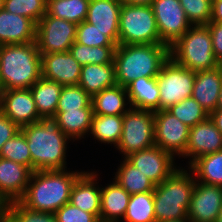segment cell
Here are the masks:
<instances>
[{
	"instance_id": "obj_1",
	"label": "cell",
	"mask_w": 222,
	"mask_h": 222,
	"mask_svg": "<svg viewBox=\"0 0 222 222\" xmlns=\"http://www.w3.org/2000/svg\"><path fill=\"white\" fill-rule=\"evenodd\" d=\"M32 157V172L65 170L67 142L56 116H41L38 122L20 127Z\"/></svg>"
},
{
	"instance_id": "obj_2",
	"label": "cell",
	"mask_w": 222,
	"mask_h": 222,
	"mask_svg": "<svg viewBox=\"0 0 222 222\" xmlns=\"http://www.w3.org/2000/svg\"><path fill=\"white\" fill-rule=\"evenodd\" d=\"M66 171H33L25 193L18 201L31 210L55 213L69 202L72 187L83 173Z\"/></svg>"
},
{
	"instance_id": "obj_3",
	"label": "cell",
	"mask_w": 222,
	"mask_h": 222,
	"mask_svg": "<svg viewBox=\"0 0 222 222\" xmlns=\"http://www.w3.org/2000/svg\"><path fill=\"white\" fill-rule=\"evenodd\" d=\"M169 58L170 47L166 44H119L113 61L117 85L126 87L140 77H156Z\"/></svg>"
},
{
	"instance_id": "obj_4",
	"label": "cell",
	"mask_w": 222,
	"mask_h": 222,
	"mask_svg": "<svg viewBox=\"0 0 222 222\" xmlns=\"http://www.w3.org/2000/svg\"><path fill=\"white\" fill-rule=\"evenodd\" d=\"M41 77V54L36 42L0 45L2 90L30 89Z\"/></svg>"
},
{
	"instance_id": "obj_5",
	"label": "cell",
	"mask_w": 222,
	"mask_h": 222,
	"mask_svg": "<svg viewBox=\"0 0 222 222\" xmlns=\"http://www.w3.org/2000/svg\"><path fill=\"white\" fill-rule=\"evenodd\" d=\"M178 167L166 180L155 185L154 212L156 222L166 220L188 219L190 205L196 180L187 170Z\"/></svg>"
},
{
	"instance_id": "obj_6",
	"label": "cell",
	"mask_w": 222,
	"mask_h": 222,
	"mask_svg": "<svg viewBox=\"0 0 222 222\" xmlns=\"http://www.w3.org/2000/svg\"><path fill=\"white\" fill-rule=\"evenodd\" d=\"M170 57L180 66L194 72L216 68L219 61L213 54L208 25H192L170 46Z\"/></svg>"
},
{
	"instance_id": "obj_7",
	"label": "cell",
	"mask_w": 222,
	"mask_h": 222,
	"mask_svg": "<svg viewBox=\"0 0 222 222\" xmlns=\"http://www.w3.org/2000/svg\"><path fill=\"white\" fill-rule=\"evenodd\" d=\"M160 43V35L151 5L122 3L119 19V44Z\"/></svg>"
},
{
	"instance_id": "obj_8",
	"label": "cell",
	"mask_w": 222,
	"mask_h": 222,
	"mask_svg": "<svg viewBox=\"0 0 222 222\" xmlns=\"http://www.w3.org/2000/svg\"><path fill=\"white\" fill-rule=\"evenodd\" d=\"M153 110L130 108L123 115V129L117 149L124 155L155 146Z\"/></svg>"
},
{
	"instance_id": "obj_9",
	"label": "cell",
	"mask_w": 222,
	"mask_h": 222,
	"mask_svg": "<svg viewBox=\"0 0 222 222\" xmlns=\"http://www.w3.org/2000/svg\"><path fill=\"white\" fill-rule=\"evenodd\" d=\"M159 86V110L191 97L195 72L177 64L171 57L163 64L156 76Z\"/></svg>"
},
{
	"instance_id": "obj_10",
	"label": "cell",
	"mask_w": 222,
	"mask_h": 222,
	"mask_svg": "<svg viewBox=\"0 0 222 222\" xmlns=\"http://www.w3.org/2000/svg\"><path fill=\"white\" fill-rule=\"evenodd\" d=\"M77 24L47 13L36 24V44L40 54L68 52L76 40Z\"/></svg>"
},
{
	"instance_id": "obj_11",
	"label": "cell",
	"mask_w": 222,
	"mask_h": 222,
	"mask_svg": "<svg viewBox=\"0 0 222 222\" xmlns=\"http://www.w3.org/2000/svg\"><path fill=\"white\" fill-rule=\"evenodd\" d=\"M160 44L172 46L192 26L179 0H153L151 4Z\"/></svg>"
},
{
	"instance_id": "obj_12",
	"label": "cell",
	"mask_w": 222,
	"mask_h": 222,
	"mask_svg": "<svg viewBox=\"0 0 222 222\" xmlns=\"http://www.w3.org/2000/svg\"><path fill=\"white\" fill-rule=\"evenodd\" d=\"M155 145L181 157L186 150L190 127L167 110L154 113Z\"/></svg>"
},
{
	"instance_id": "obj_13",
	"label": "cell",
	"mask_w": 222,
	"mask_h": 222,
	"mask_svg": "<svg viewBox=\"0 0 222 222\" xmlns=\"http://www.w3.org/2000/svg\"><path fill=\"white\" fill-rule=\"evenodd\" d=\"M125 158L155 185L162 183L177 169L174 156L156 145L132 152Z\"/></svg>"
},
{
	"instance_id": "obj_14",
	"label": "cell",
	"mask_w": 222,
	"mask_h": 222,
	"mask_svg": "<svg viewBox=\"0 0 222 222\" xmlns=\"http://www.w3.org/2000/svg\"><path fill=\"white\" fill-rule=\"evenodd\" d=\"M221 208L222 187L196 181L187 211L189 221L216 222Z\"/></svg>"
},
{
	"instance_id": "obj_15",
	"label": "cell",
	"mask_w": 222,
	"mask_h": 222,
	"mask_svg": "<svg viewBox=\"0 0 222 222\" xmlns=\"http://www.w3.org/2000/svg\"><path fill=\"white\" fill-rule=\"evenodd\" d=\"M0 111L19 127L38 122L40 118L30 89L2 90Z\"/></svg>"
},
{
	"instance_id": "obj_16",
	"label": "cell",
	"mask_w": 222,
	"mask_h": 222,
	"mask_svg": "<svg viewBox=\"0 0 222 222\" xmlns=\"http://www.w3.org/2000/svg\"><path fill=\"white\" fill-rule=\"evenodd\" d=\"M81 67L69 51L41 54L42 77L62 86L78 85Z\"/></svg>"
},
{
	"instance_id": "obj_17",
	"label": "cell",
	"mask_w": 222,
	"mask_h": 222,
	"mask_svg": "<svg viewBox=\"0 0 222 222\" xmlns=\"http://www.w3.org/2000/svg\"><path fill=\"white\" fill-rule=\"evenodd\" d=\"M218 151H222V134L208 118L190 128L188 143L182 157H190V165L197 158Z\"/></svg>"
},
{
	"instance_id": "obj_18",
	"label": "cell",
	"mask_w": 222,
	"mask_h": 222,
	"mask_svg": "<svg viewBox=\"0 0 222 222\" xmlns=\"http://www.w3.org/2000/svg\"><path fill=\"white\" fill-rule=\"evenodd\" d=\"M123 2L90 0L86 21L104 32L116 46L119 45V19Z\"/></svg>"
},
{
	"instance_id": "obj_19",
	"label": "cell",
	"mask_w": 222,
	"mask_h": 222,
	"mask_svg": "<svg viewBox=\"0 0 222 222\" xmlns=\"http://www.w3.org/2000/svg\"><path fill=\"white\" fill-rule=\"evenodd\" d=\"M32 171L22 164L0 157V196L8 203L25 193Z\"/></svg>"
},
{
	"instance_id": "obj_20",
	"label": "cell",
	"mask_w": 222,
	"mask_h": 222,
	"mask_svg": "<svg viewBox=\"0 0 222 222\" xmlns=\"http://www.w3.org/2000/svg\"><path fill=\"white\" fill-rule=\"evenodd\" d=\"M36 42V24L29 18L0 9V45Z\"/></svg>"
},
{
	"instance_id": "obj_21",
	"label": "cell",
	"mask_w": 222,
	"mask_h": 222,
	"mask_svg": "<svg viewBox=\"0 0 222 222\" xmlns=\"http://www.w3.org/2000/svg\"><path fill=\"white\" fill-rule=\"evenodd\" d=\"M97 176L96 172L84 171L72 187L69 203L99 218L101 188L97 185Z\"/></svg>"
},
{
	"instance_id": "obj_22",
	"label": "cell",
	"mask_w": 222,
	"mask_h": 222,
	"mask_svg": "<svg viewBox=\"0 0 222 222\" xmlns=\"http://www.w3.org/2000/svg\"><path fill=\"white\" fill-rule=\"evenodd\" d=\"M222 87V71L219 66L195 72L192 97L208 113L216 110Z\"/></svg>"
},
{
	"instance_id": "obj_23",
	"label": "cell",
	"mask_w": 222,
	"mask_h": 222,
	"mask_svg": "<svg viewBox=\"0 0 222 222\" xmlns=\"http://www.w3.org/2000/svg\"><path fill=\"white\" fill-rule=\"evenodd\" d=\"M130 196L131 195L114 180L104 188H101L100 222H120V218L123 220Z\"/></svg>"
},
{
	"instance_id": "obj_24",
	"label": "cell",
	"mask_w": 222,
	"mask_h": 222,
	"mask_svg": "<svg viewBox=\"0 0 222 222\" xmlns=\"http://www.w3.org/2000/svg\"><path fill=\"white\" fill-rule=\"evenodd\" d=\"M129 106L135 109L159 111L157 78L140 77L126 86Z\"/></svg>"
},
{
	"instance_id": "obj_25",
	"label": "cell",
	"mask_w": 222,
	"mask_h": 222,
	"mask_svg": "<svg viewBox=\"0 0 222 222\" xmlns=\"http://www.w3.org/2000/svg\"><path fill=\"white\" fill-rule=\"evenodd\" d=\"M78 85L91 97L103 89L117 85L114 63L83 65Z\"/></svg>"
},
{
	"instance_id": "obj_26",
	"label": "cell",
	"mask_w": 222,
	"mask_h": 222,
	"mask_svg": "<svg viewBox=\"0 0 222 222\" xmlns=\"http://www.w3.org/2000/svg\"><path fill=\"white\" fill-rule=\"evenodd\" d=\"M91 103L95 115H124L131 108L130 106L126 107L130 103L126 87L120 85L103 89L94 94Z\"/></svg>"
},
{
	"instance_id": "obj_27",
	"label": "cell",
	"mask_w": 222,
	"mask_h": 222,
	"mask_svg": "<svg viewBox=\"0 0 222 222\" xmlns=\"http://www.w3.org/2000/svg\"><path fill=\"white\" fill-rule=\"evenodd\" d=\"M63 86L53 80L41 77L30 88L38 115L55 116Z\"/></svg>"
},
{
	"instance_id": "obj_28",
	"label": "cell",
	"mask_w": 222,
	"mask_h": 222,
	"mask_svg": "<svg viewBox=\"0 0 222 222\" xmlns=\"http://www.w3.org/2000/svg\"><path fill=\"white\" fill-rule=\"evenodd\" d=\"M60 130L69 139L84 138L89 133L93 108H82L77 110H66L65 112H56Z\"/></svg>"
},
{
	"instance_id": "obj_29",
	"label": "cell",
	"mask_w": 222,
	"mask_h": 222,
	"mask_svg": "<svg viewBox=\"0 0 222 222\" xmlns=\"http://www.w3.org/2000/svg\"><path fill=\"white\" fill-rule=\"evenodd\" d=\"M189 169L197 182L222 187V151L197 158L189 165Z\"/></svg>"
},
{
	"instance_id": "obj_30",
	"label": "cell",
	"mask_w": 222,
	"mask_h": 222,
	"mask_svg": "<svg viewBox=\"0 0 222 222\" xmlns=\"http://www.w3.org/2000/svg\"><path fill=\"white\" fill-rule=\"evenodd\" d=\"M115 173L114 181L130 195L154 191L155 184L126 158H124Z\"/></svg>"
},
{
	"instance_id": "obj_31",
	"label": "cell",
	"mask_w": 222,
	"mask_h": 222,
	"mask_svg": "<svg viewBox=\"0 0 222 222\" xmlns=\"http://www.w3.org/2000/svg\"><path fill=\"white\" fill-rule=\"evenodd\" d=\"M123 129V115L93 114L89 133L101 143L113 144L117 147Z\"/></svg>"
},
{
	"instance_id": "obj_32",
	"label": "cell",
	"mask_w": 222,
	"mask_h": 222,
	"mask_svg": "<svg viewBox=\"0 0 222 222\" xmlns=\"http://www.w3.org/2000/svg\"><path fill=\"white\" fill-rule=\"evenodd\" d=\"M90 0H47V14L75 24L86 20Z\"/></svg>"
},
{
	"instance_id": "obj_33",
	"label": "cell",
	"mask_w": 222,
	"mask_h": 222,
	"mask_svg": "<svg viewBox=\"0 0 222 222\" xmlns=\"http://www.w3.org/2000/svg\"><path fill=\"white\" fill-rule=\"evenodd\" d=\"M123 220L124 222H156L153 191L132 194Z\"/></svg>"
},
{
	"instance_id": "obj_34",
	"label": "cell",
	"mask_w": 222,
	"mask_h": 222,
	"mask_svg": "<svg viewBox=\"0 0 222 222\" xmlns=\"http://www.w3.org/2000/svg\"><path fill=\"white\" fill-rule=\"evenodd\" d=\"M116 46L90 47L77 43L70 47L71 55L83 66L86 64H109L114 63Z\"/></svg>"
},
{
	"instance_id": "obj_35",
	"label": "cell",
	"mask_w": 222,
	"mask_h": 222,
	"mask_svg": "<svg viewBox=\"0 0 222 222\" xmlns=\"http://www.w3.org/2000/svg\"><path fill=\"white\" fill-rule=\"evenodd\" d=\"M185 125L195 126L209 118V113L192 96L166 109Z\"/></svg>"
},
{
	"instance_id": "obj_36",
	"label": "cell",
	"mask_w": 222,
	"mask_h": 222,
	"mask_svg": "<svg viewBox=\"0 0 222 222\" xmlns=\"http://www.w3.org/2000/svg\"><path fill=\"white\" fill-rule=\"evenodd\" d=\"M0 157L27 166L32 171V157L26 137L21 130L4 143Z\"/></svg>"
},
{
	"instance_id": "obj_37",
	"label": "cell",
	"mask_w": 222,
	"mask_h": 222,
	"mask_svg": "<svg viewBox=\"0 0 222 222\" xmlns=\"http://www.w3.org/2000/svg\"><path fill=\"white\" fill-rule=\"evenodd\" d=\"M92 97L79 85L63 86L56 112L93 108Z\"/></svg>"
},
{
	"instance_id": "obj_38",
	"label": "cell",
	"mask_w": 222,
	"mask_h": 222,
	"mask_svg": "<svg viewBox=\"0 0 222 222\" xmlns=\"http://www.w3.org/2000/svg\"><path fill=\"white\" fill-rule=\"evenodd\" d=\"M3 8L10 13L25 16L37 24L47 12V0H4Z\"/></svg>"
},
{
	"instance_id": "obj_39",
	"label": "cell",
	"mask_w": 222,
	"mask_h": 222,
	"mask_svg": "<svg viewBox=\"0 0 222 222\" xmlns=\"http://www.w3.org/2000/svg\"><path fill=\"white\" fill-rule=\"evenodd\" d=\"M6 222H58L54 213L31 210L19 201L7 203Z\"/></svg>"
},
{
	"instance_id": "obj_40",
	"label": "cell",
	"mask_w": 222,
	"mask_h": 222,
	"mask_svg": "<svg viewBox=\"0 0 222 222\" xmlns=\"http://www.w3.org/2000/svg\"><path fill=\"white\" fill-rule=\"evenodd\" d=\"M191 25H206L211 20L212 0H179Z\"/></svg>"
},
{
	"instance_id": "obj_41",
	"label": "cell",
	"mask_w": 222,
	"mask_h": 222,
	"mask_svg": "<svg viewBox=\"0 0 222 222\" xmlns=\"http://www.w3.org/2000/svg\"><path fill=\"white\" fill-rule=\"evenodd\" d=\"M77 43L90 46H116L104 32H101L93 24L86 20L77 24L76 40Z\"/></svg>"
},
{
	"instance_id": "obj_42",
	"label": "cell",
	"mask_w": 222,
	"mask_h": 222,
	"mask_svg": "<svg viewBox=\"0 0 222 222\" xmlns=\"http://www.w3.org/2000/svg\"><path fill=\"white\" fill-rule=\"evenodd\" d=\"M54 214L58 222H100L97 216L85 212L69 202Z\"/></svg>"
},
{
	"instance_id": "obj_43",
	"label": "cell",
	"mask_w": 222,
	"mask_h": 222,
	"mask_svg": "<svg viewBox=\"0 0 222 222\" xmlns=\"http://www.w3.org/2000/svg\"><path fill=\"white\" fill-rule=\"evenodd\" d=\"M20 131V127L0 111V150L7 140Z\"/></svg>"
},
{
	"instance_id": "obj_44",
	"label": "cell",
	"mask_w": 222,
	"mask_h": 222,
	"mask_svg": "<svg viewBox=\"0 0 222 222\" xmlns=\"http://www.w3.org/2000/svg\"><path fill=\"white\" fill-rule=\"evenodd\" d=\"M207 25L212 37L214 57L220 61L222 59V22H209Z\"/></svg>"
},
{
	"instance_id": "obj_45",
	"label": "cell",
	"mask_w": 222,
	"mask_h": 222,
	"mask_svg": "<svg viewBox=\"0 0 222 222\" xmlns=\"http://www.w3.org/2000/svg\"><path fill=\"white\" fill-rule=\"evenodd\" d=\"M210 22H222V0H212V15Z\"/></svg>"
},
{
	"instance_id": "obj_46",
	"label": "cell",
	"mask_w": 222,
	"mask_h": 222,
	"mask_svg": "<svg viewBox=\"0 0 222 222\" xmlns=\"http://www.w3.org/2000/svg\"><path fill=\"white\" fill-rule=\"evenodd\" d=\"M209 118L214 123L216 128L221 132L222 134V109H216L209 113Z\"/></svg>"
},
{
	"instance_id": "obj_47",
	"label": "cell",
	"mask_w": 222,
	"mask_h": 222,
	"mask_svg": "<svg viewBox=\"0 0 222 222\" xmlns=\"http://www.w3.org/2000/svg\"><path fill=\"white\" fill-rule=\"evenodd\" d=\"M7 202L0 196V222H6Z\"/></svg>"
},
{
	"instance_id": "obj_48",
	"label": "cell",
	"mask_w": 222,
	"mask_h": 222,
	"mask_svg": "<svg viewBox=\"0 0 222 222\" xmlns=\"http://www.w3.org/2000/svg\"><path fill=\"white\" fill-rule=\"evenodd\" d=\"M122 2L133 5H151L153 0H122Z\"/></svg>"
},
{
	"instance_id": "obj_49",
	"label": "cell",
	"mask_w": 222,
	"mask_h": 222,
	"mask_svg": "<svg viewBox=\"0 0 222 222\" xmlns=\"http://www.w3.org/2000/svg\"><path fill=\"white\" fill-rule=\"evenodd\" d=\"M216 109H222V87L219 93V99H218V103H217V108Z\"/></svg>"
},
{
	"instance_id": "obj_50",
	"label": "cell",
	"mask_w": 222,
	"mask_h": 222,
	"mask_svg": "<svg viewBox=\"0 0 222 222\" xmlns=\"http://www.w3.org/2000/svg\"><path fill=\"white\" fill-rule=\"evenodd\" d=\"M162 222H190L189 219H181V220H166Z\"/></svg>"
},
{
	"instance_id": "obj_51",
	"label": "cell",
	"mask_w": 222,
	"mask_h": 222,
	"mask_svg": "<svg viewBox=\"0 0 222 222\" xmlns=\"http://www.w3.org/2000/svg\"><path fill=\"white\" fill-rule=\"evenodd\" d=\"M216 222H222V208H221V210H220V213H219V215H218V217H217Z\"/></svg>"
},
{
	"instance_id": "obj_52",
	"label": "cell",
	"mask_w": 222,
	"mask_h": 222,
	"mask_svg": "<svg viewBox=\"0 0 222 222\" xmlns=\"http://www.w3.org/2000/svg\"><path fill=\"white\" fill-rule=\"evenodd\" d=\"M218 66L220 67V69L222 71V59L218 62Z\"/></svg>"
},
{
	"instance_id": "obj_53",
	"label": "cell",
	"mask_w": 222,
	"mask_h": 222,
	"mask_svg": "<svg viewBox=\"0 0 222 222\" xmlns=\"http://www.w3.org/2000/svg\"><path fill=\"white\" fill-rule=\"evenodd\" d=\"M3 3H4V0H0V9L3 8Z\"/></svg>"
},
{
	"instance_id": "obj_54",
	"label": "cell",
	"mask_w": 222,
	"mask_h": 222,
	"mask_svg": "<svg viewBox=\"0 0 222 222\" xmlns=\"http://www.w3.org/2000/svg\"><path fill=\"white\" fill-rule=\"evenodd\" d=\"M2 92V85H1V83H0V93Z\"/></svg>"
}]
</instances>
